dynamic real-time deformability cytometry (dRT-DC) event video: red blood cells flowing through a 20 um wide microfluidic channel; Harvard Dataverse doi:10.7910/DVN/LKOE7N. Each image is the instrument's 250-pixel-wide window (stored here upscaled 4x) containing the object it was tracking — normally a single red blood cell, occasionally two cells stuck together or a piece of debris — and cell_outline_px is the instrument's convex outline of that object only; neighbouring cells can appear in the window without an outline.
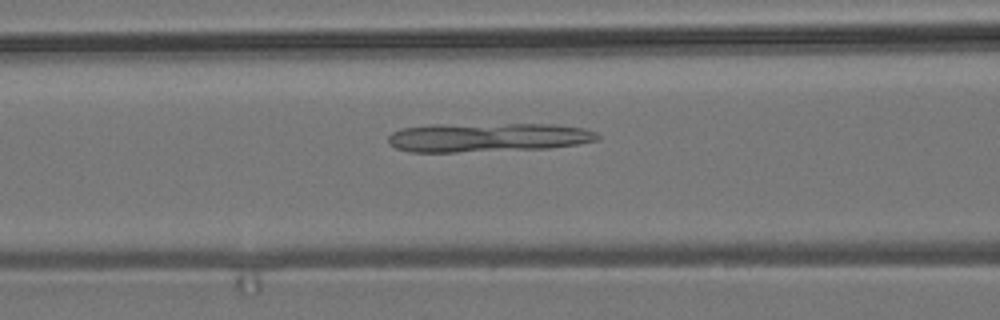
{"species": "common noctule bat (a hibernating species)", "species_latin": "Nyctalus noctula", "temperature_condition": "room temperature", "stored_images_in_passage": 54, "camera_frame_rate_fps": 3000, "um_per_image_px": 0.085, "animal": {"sex": "male", "body_mass_g": 19.2, "forearm_length_mm": 51.8}, "frame": {"image": 1, "passage_image": 22, "time_ms": 7.0, "image_size_px": [1000, 320], "cell_outline_px": [[600, 140], [576, 144], [548, 148], [456, 152], [408, 152], [396, 148], [388, 144], [388, 136], [392, 132], [400, 128], [432, 124], [556, 124], [584, 128], [596, 132], [600, 136]], "centroid_in_image_um": [41.42, 11.67], "position_along_channel_um": 125.2, "area_um2": 35.78}}
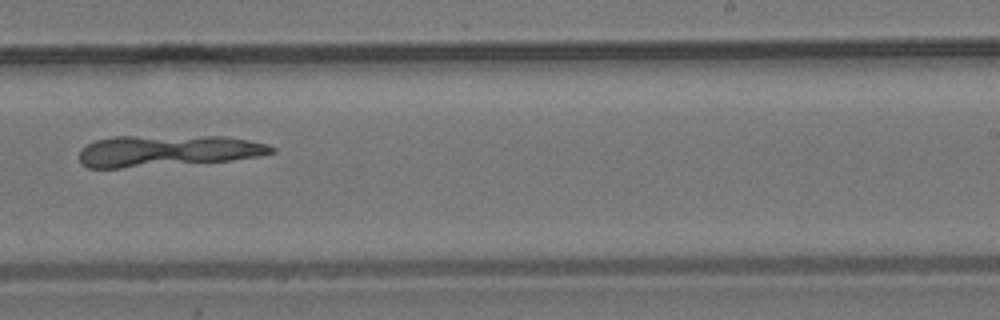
{"frame": {"image": 2, "passage_image": 34, "time_ms": 11.0, "image_size_px": [1000, 320], "cell_outline_px": [[276, 152], [260, 156], [232, 160], [120, 168], [88, 168], [80, 164], [80, 148], [96, 140], [112, 136], [224, 136], [248, 140], [268, 144], [276, 148]], "centroid_in_image_um": [14.23, 12.81], "position_along_channel_um": 274.8, "area_um2": 35.37}}
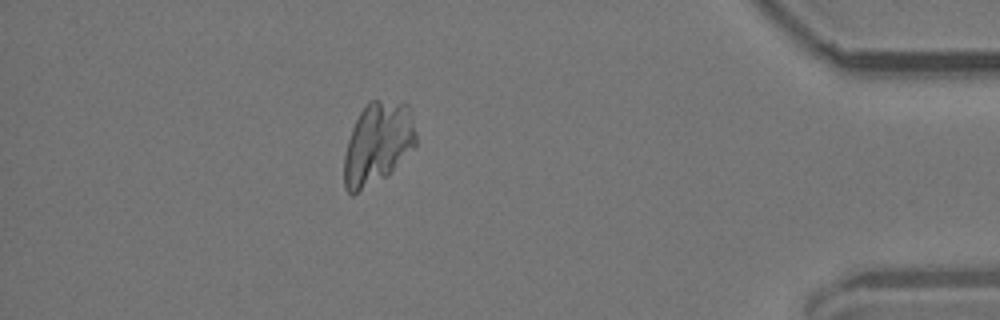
{"frame": {"image": 3, "passage_image": 48, "time_ms": 15.667, "image_size_px": [1000, 320], "cell_outline_px": [[416, 144], [388, 176], [352, 196], [344, 188], [344, 156], [348, 140], [352, 128], [364, 104], [368, 100], [380, 100], [408, 104], [416, 136]], "centroid_in_image_um": [32.07, 12.21], "position_along_channel_um": 403.1, "area_um2": 34.45}}